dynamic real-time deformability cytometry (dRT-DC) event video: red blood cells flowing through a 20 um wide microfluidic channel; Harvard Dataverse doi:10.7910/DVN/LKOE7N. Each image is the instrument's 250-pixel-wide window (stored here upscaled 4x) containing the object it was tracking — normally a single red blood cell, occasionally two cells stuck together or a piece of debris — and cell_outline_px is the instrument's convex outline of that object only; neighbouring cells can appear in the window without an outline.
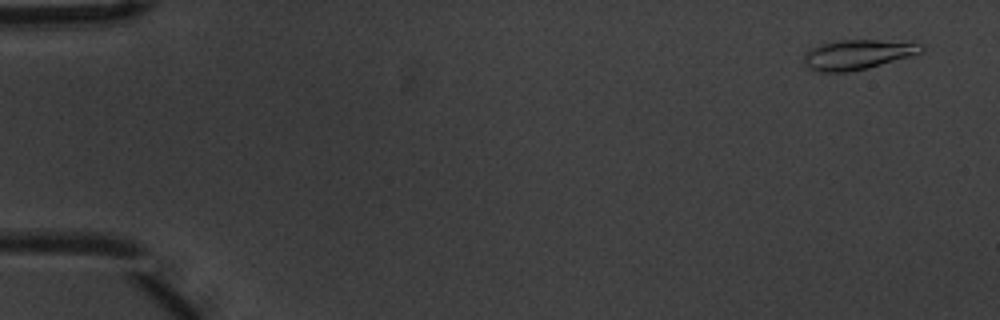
{"species": "common noctule bat (a hibernating species)", "species_latin": "Nyctalus noctula", "temperature_condition": "warm", "stored_images_in_passage": 5, "camera_frame_rate_fps": 3000, "um_per_image_px": 0.085, "animal": {"sex": "male", "body_mass_g": 20.1, "forearm_length_mm": 53.5}, "frame": {"image": 1, "passage_image": 1, "time_ms": 0.0, "image_size_px": [1000, 320], "cell_outline_px": [[924, 52], [868, 68], [848, 72], [816, 72], [808, 68], [804, 64], [804, 56], [808, 48], [820, 44], [840, 40], [876, 40], [924, 44]], "centroid_in_image_um": [72.85, 4.64], "position_along_channel_um": 12.1, "area_um2": 20.46}}